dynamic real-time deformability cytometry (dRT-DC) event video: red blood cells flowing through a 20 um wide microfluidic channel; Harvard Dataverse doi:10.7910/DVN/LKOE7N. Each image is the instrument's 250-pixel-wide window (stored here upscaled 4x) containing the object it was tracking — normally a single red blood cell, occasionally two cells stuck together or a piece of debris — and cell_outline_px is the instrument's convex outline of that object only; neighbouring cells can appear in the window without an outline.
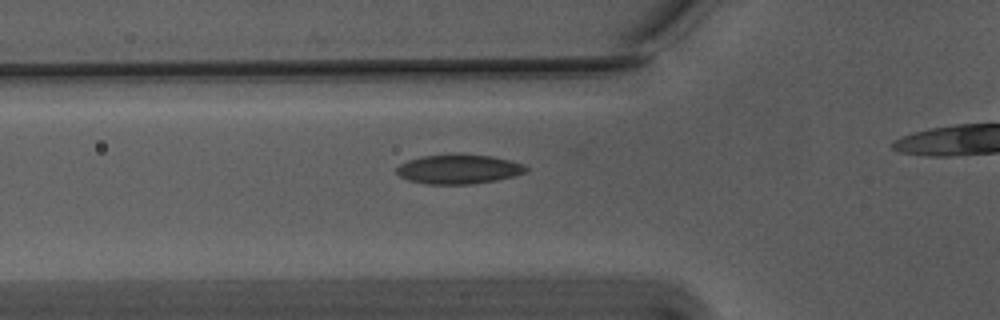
{"species": "Egyptian fruit bat (a non-hibernating species)", "species_latin": "Rousettus aegyptiacus", "temperature_condition": "warm", "stored_images_in_passage": 27, "camera_frame_rate_fps": 3000, "um_per_image_px": 0.085, "animal": {"sex": "male"}, "frame": {"image": 1, "passage_image": 2, "time_ms": 0.333, "image_size_px": [1000, 320], "cell_outline_px": [[528, 168], [524, 172], [516, 176], [496, 180], [472, 184], [424, 184], [408, 180], [400, 176], [396, 172], [396, 168], [400, 164], [408, 160], [420, 156], [460, 152], [492, 156], [524, 164]], "centroid_in_image_um": [38.97, 14.35], "position_along_channel_um": 86.8, "area_um2": 22.66}}
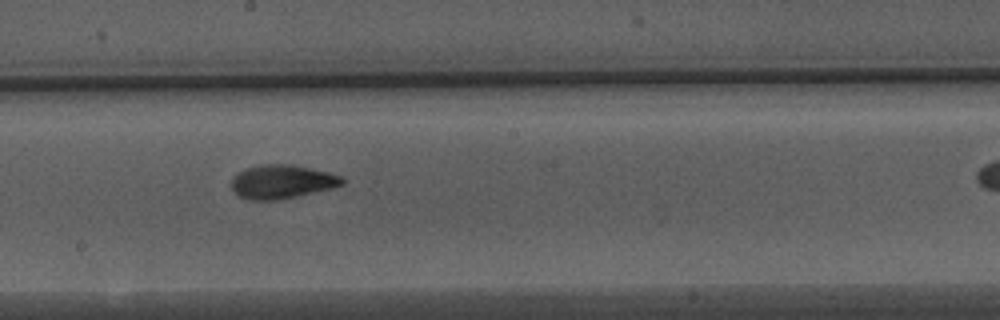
{"frame": {"image": 2, "passage_image": 13, "time_ms": 4.0, "image_size_px": [1000, 320], "cell_outline_px": [[344, 184], [332, 188], [296, 196], [276, 200], [248, 200], [232, 192], [232, 176], [236, 172], [244, 168], [260, 164], [292, 164], [312, 168], [328, 172], [340, 176], [344, 180]], "centroid_in_image_um": [23.91, 15.43], "position_along_channel_um": 224.3, "area_um2": 21.96}}
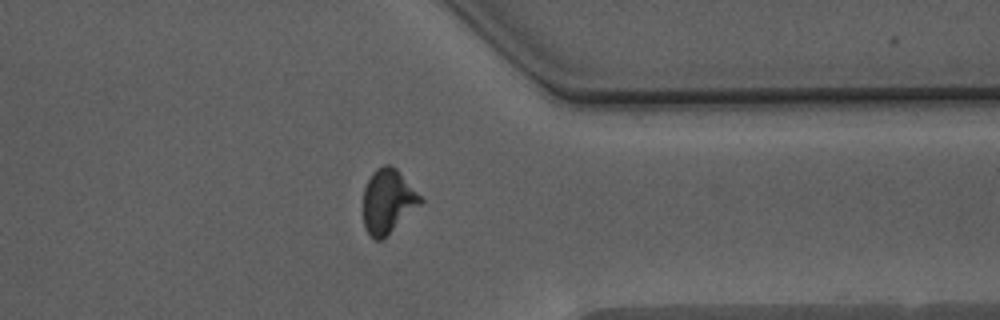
{"frame": {"image": 3, "passage_image": 26, "time_ms": 8.333, "image_size_px": [1000, 320], "cell_outline_px": [[424, 200], [384, 240], [376, 240], [368, 232], [364, 224], [364, 188], [372, 172], [376, 168], [384, 164], [392, 164], [400, 172]], "centroid_in_image_um": [32.97, 17.09], "position_along_channel_um": 378.4, "area_um2": 21.33}}